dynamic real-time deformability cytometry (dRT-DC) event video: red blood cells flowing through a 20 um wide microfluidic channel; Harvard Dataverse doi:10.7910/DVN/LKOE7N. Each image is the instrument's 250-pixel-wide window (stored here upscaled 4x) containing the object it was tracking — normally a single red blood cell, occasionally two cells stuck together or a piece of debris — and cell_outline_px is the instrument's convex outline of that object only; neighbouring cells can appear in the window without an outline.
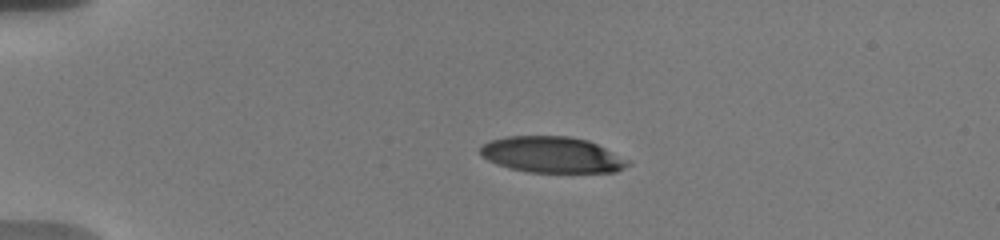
{"species": "human", "species_latin": "Homo sapiens", "temperature_condition": "warm", "stored_images_in_passage": 44, "camera_frame_rate_fps": 3000, "um_per_image_px": 0.085, "donor": {"sex": "male"}, "frame": {"image": 1, "passage_image": 1, "time_ms": 0.0, "image_size_px": [1000, 240], "cell_outline_px": [[632, 164], [616, 172], [528, 172], [508, 168], [496, 164], [480, 156], [480, 144], [488, 140], [508, 136], [568, 136], [588, 140], [632, 160]], "centroid_in_image_um": [46.92, 13.15], "position_along_channel_um": 38.1, "area_um2": 31.5}}
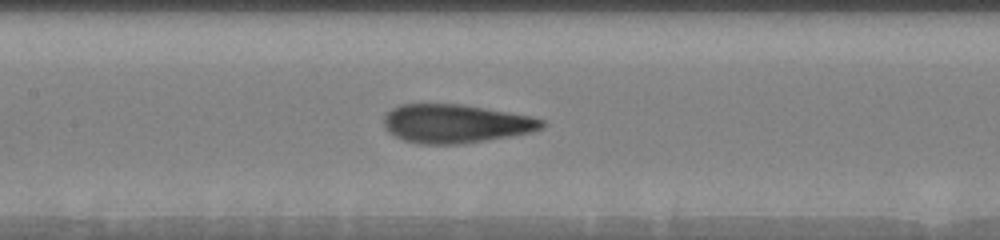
{"frame": {"image": 2, "passage_image": 16, "time_ms": 5.0, "image_size_px": [1000, 240], "cell_outline_px": [[544, 128], [532, 132], [512, 136], [460, 144], [420, 144], [404, 140], [388, 132], [384, 128], [384, 116], [392, 108], [400, 104], [460, 104], [508, 112], [528, 116], [544, 120]], "centroid_in_image_um": [38.71, 10.51], "position_along_channel_um": 168.7, "area_um2": 35.49}}
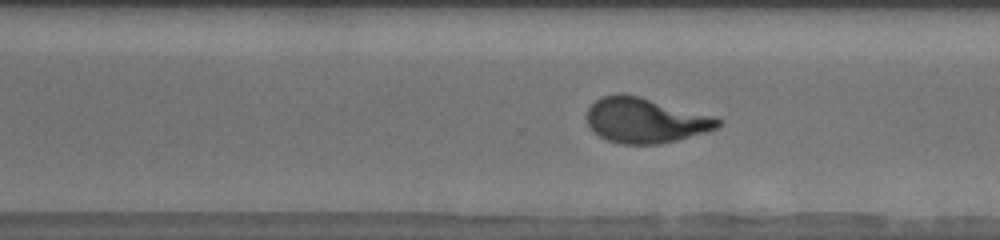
{"frame": {"image": 3, "passage_image": 28, "time_ms": 9.0, "image_size_px": [1000, 240], "cell_outline_px": [[724, 120], [716, 128], [704, 132], [676, 140], [660, 144], [624, 144], [608, 140], [600, 136], [588, 124], [588, 108], [596, 100], [604, 96], [620, 92], [640, 96], [716, 116]], "centroid_in_image_um": [54.89, 10.21], "position_along_channel_um": 315.7, "area_um2": 34.33}, "authors_computed_cell_mechanics": {"area_um2": 34.8534, "velocity_mm_per_s": 3.6971, "shape_relaxation_time_tau1_ms": 4.2405, "shape_relaxation_time_tau2_ms": 0.7495, "deformation_change_tau1": 0.2292, "deformation_change_tau2": 0.0758}}